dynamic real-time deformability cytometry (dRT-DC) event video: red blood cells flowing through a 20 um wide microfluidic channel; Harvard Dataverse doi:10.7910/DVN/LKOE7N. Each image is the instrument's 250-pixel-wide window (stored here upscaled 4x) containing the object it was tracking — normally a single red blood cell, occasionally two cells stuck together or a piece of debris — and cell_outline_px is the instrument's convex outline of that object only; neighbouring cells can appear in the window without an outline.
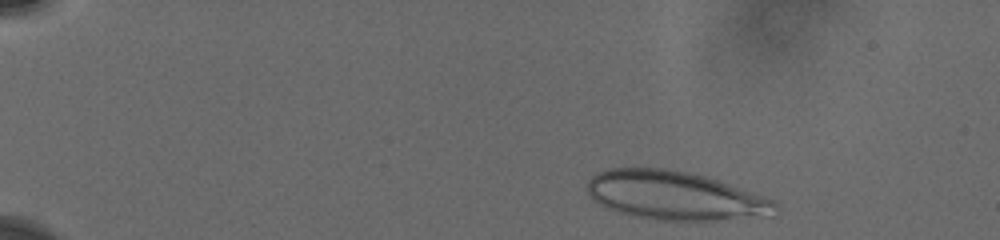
{"species": "human", "species_latin": "Homo sapiens", "temperature_condition": "cold", "stored_images_in_passage": 10, "camera_frame_rate_fps": 3000, "um_per_image_px": 0.085, "donor": {"sex": "male"}, "frame": {"image": 1, "passage_image": 1, "time_ms": 0.0, "image_size_px": [1000, 240], "cell_outline_px": [[776, 208], [772, 216], [712, 220], [656, 220], [632, 216], [608, 208], [592, 200], [588, 192], [588, 180], [596, 172], [612, 168], [664, 168], [688, 172], [708, 176], [776, 200]], "centroid_in_image_um": [57.38, 16.62], "position_along_channel_um": 27.6, "area_um2": 53.52}}
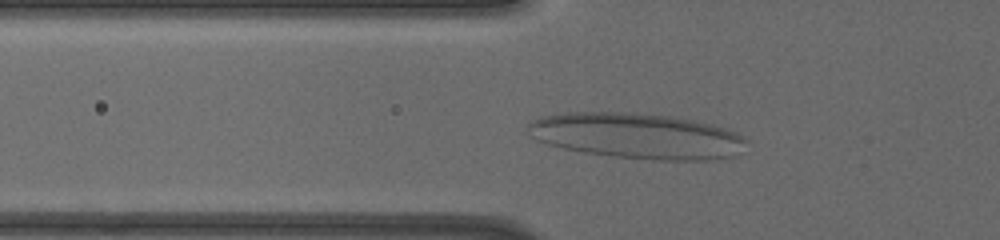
{"frame": {"image": 2, "passage_image": 9, "time_ms": 4.0, "image_size_px": [1000, 240], "cell_outline_px": [[748, 140], [740, 152], [736, 156], [712, 160], [656, 160], [612, 156], [584, 152], [564, 148], [548, 144], [536, 140], [528, 136], [524, 128], [532, 120], [544, 116], [568, 112], [616, 112], [668, 116], [696, 120], [712, 124], [736, 132]], "centroid_in_image_um": [54.13, 11.56], "position_along_channel_um": 71.7, "area_um2": 58.26}}